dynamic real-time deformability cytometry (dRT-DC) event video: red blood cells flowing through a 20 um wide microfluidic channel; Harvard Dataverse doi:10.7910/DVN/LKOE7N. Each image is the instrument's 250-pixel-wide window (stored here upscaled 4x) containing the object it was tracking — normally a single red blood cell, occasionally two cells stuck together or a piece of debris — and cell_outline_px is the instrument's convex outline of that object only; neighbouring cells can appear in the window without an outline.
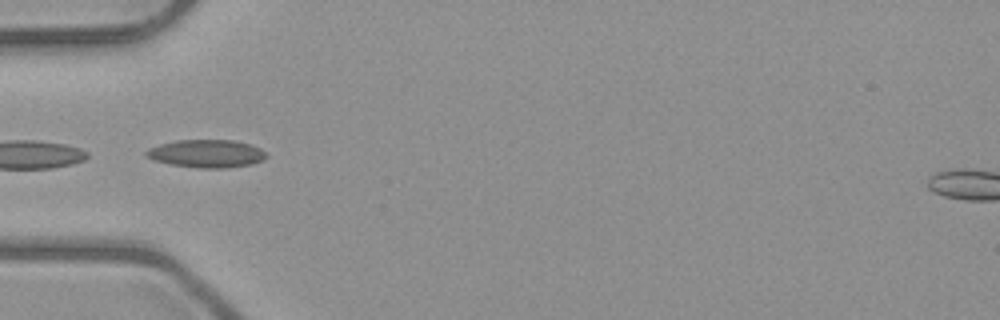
{"species": "common noctule bat (a hibernating species)", "species_latin": "Nyctalus noctula", "temperature_condition": "room temperature", "stored_images_in_passage": 3, "camera_frame_rate_fps": 3000, "um_per_image_px": 0.085, "animal": {"sex": "male", "body_mass_g": 23.1, "forearm_length_mm": 52.7}, "frame": {"image": 1, "passage_image": 3, "time_ms": 3.0, "image_size_px": [1000, 320], "cell_outline_px": [[268, 156], [264, 160], [252, 164], [228, 168], [196, 168], [172, 164], [156, 160], [144, 156], [144, 152], [148, 148], [160, 144], [176, 140], [232, 140], [252, 144], [260, 148]], "centroid_in_image_um": [17.57, 13.05], "position_along_channel_um": 67.4, "area_um2": 19.65}}